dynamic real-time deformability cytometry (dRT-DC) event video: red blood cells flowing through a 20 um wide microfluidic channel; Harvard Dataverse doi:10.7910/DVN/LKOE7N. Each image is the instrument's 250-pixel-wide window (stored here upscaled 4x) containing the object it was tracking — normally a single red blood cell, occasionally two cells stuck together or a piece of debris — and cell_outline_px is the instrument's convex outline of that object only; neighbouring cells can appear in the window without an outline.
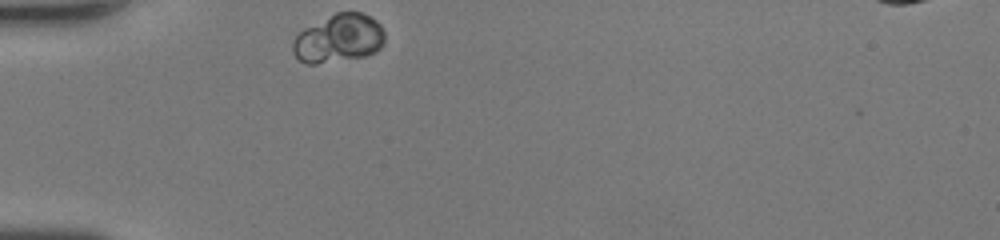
{"species": "human", "species_latin": "Homo sapiens", "temperature_condition": "room temperature", "stored_images_in_passage": 26, "camera_frame_rate_fps": 3000, "um_per_image_px": 0.085, "donor": {"sex": "female"}, "frame": {"image": 1, "passage_image": 1, "time_ms": 0.0, "image_size_px": [1000, 240], "cell_outline_px": [[384, 44], [376, 52], [364, 56], [316, 64], [308, 64], [300, 60], [292, 52], [292, 40], [304, 28], [336, 12], [360, 12], [376, 20], [380, 24], [384, 32]], "centroid_in_image_um": [28.78, 3.27], "position_along_channel_um": 56.2, "area_um2": 25.84}}
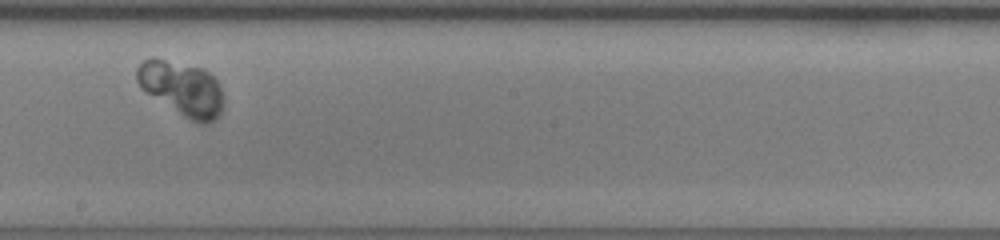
{"frame": {"image": 2, "passage_image": 15, "time_ms": 4.667, "image_size_px": [1000, 240], "cell_outline_px": [[224, 100], [220, 112], [212, 120], [204, 124], [200, 124], [184, 116], [140, 88], [136, 80], [136, 68], [144, 60], [152, 56], [156, 56], [204, 68], [216, 80], [220, 88]], "centroid_in_image_um": [15.43, 7.46], "position_along_channel_um": 232.8, "area_um2": 27.4}}
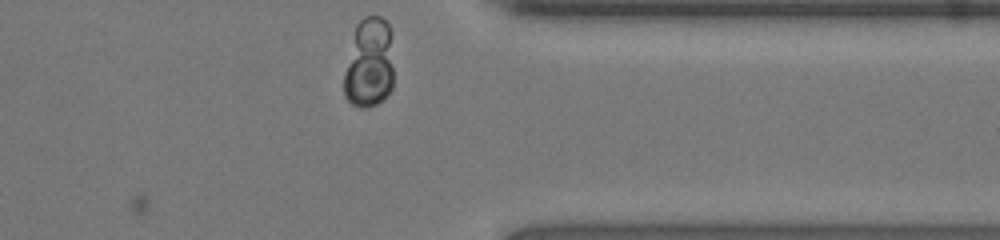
{"frame": {"image": 3, "passage_image": 26, "time_ms": 8.333, "image_size_px": [1000, 240], "cell_outline_px": [[392, 88], [376, 104], [368, 108], [360, 108], [352, 104], [344, 96], [344, 72], [356, 24], [364, 16], [380, 16], [388, 24], [392, 32]], "centroid_in_image_um": [31.38, 5.35], "position_along_channel_um": 380.0, "area_um2": 26.24}}